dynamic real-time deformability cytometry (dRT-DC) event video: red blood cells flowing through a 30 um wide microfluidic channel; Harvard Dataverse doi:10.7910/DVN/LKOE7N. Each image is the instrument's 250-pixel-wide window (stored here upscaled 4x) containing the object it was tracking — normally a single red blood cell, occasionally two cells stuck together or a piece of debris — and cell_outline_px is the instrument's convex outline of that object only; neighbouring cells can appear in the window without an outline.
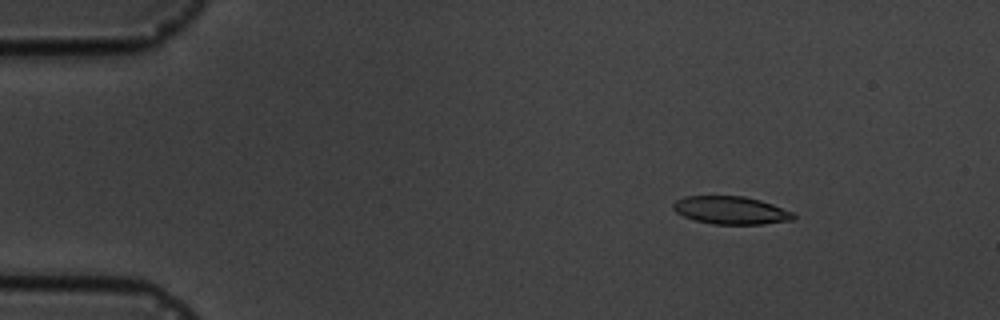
{"species": "common noctule bat (a hibernating species)", "species_latin": "Nyctalus noctula", "temperature_condition": "cold", "stored_images_in_passage": 9, "camera_frame_rate_fps": 3000, "um_per_image_px": 0.085, "animal": {"sex": "male", "body_mass_g": 19.5, "forearm_length_mm": 54.6}, "frame": {"image": 1, "passage_image": 2, "time_ms": 1.0, "image_size_px": [1000, 320], "cell_outline_px": [[796, 220], [764, 224], [712, 224], [696, 220], [684, 216], [676, 212], [672, 208], [672, 204], [676, 200], [684, 196], [744, 196], [760, 200], [772, 204], [792, 212], [796, 216]], "centroid_in_image_um": [62.14, 17.87], "position_along_channel_um": 22.9, "area_um2": 19.59}}
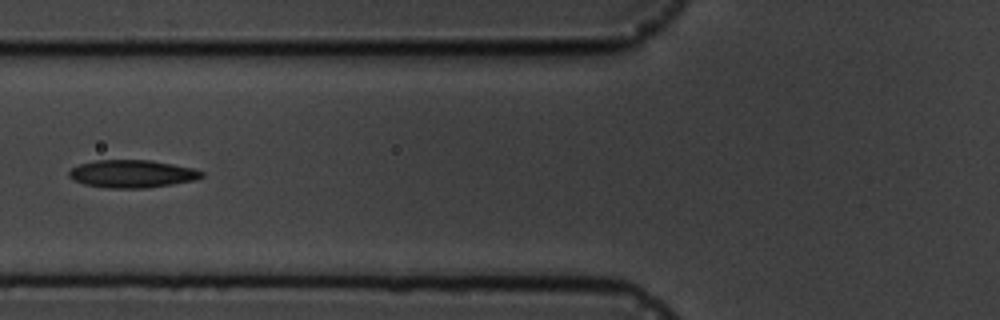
{"frame": {"image": 2, "passage_image": 6, "time_ms": 5.667, "image_size_px": [1000, 320], "cell_outline_px": [[204, 176], [196, 180], [172, 184], [144, 188], [108, 188], [84, 184], [72, 180], [68, 176], [68, 172], [72, 168], [80, 164], [96, 160], [152, 160], [192, 168], [204, 172]], "centroid_in_image_um": [11.22, 14.77], "position_along_channel_um": 114.6, "area_um2": 21.44}}
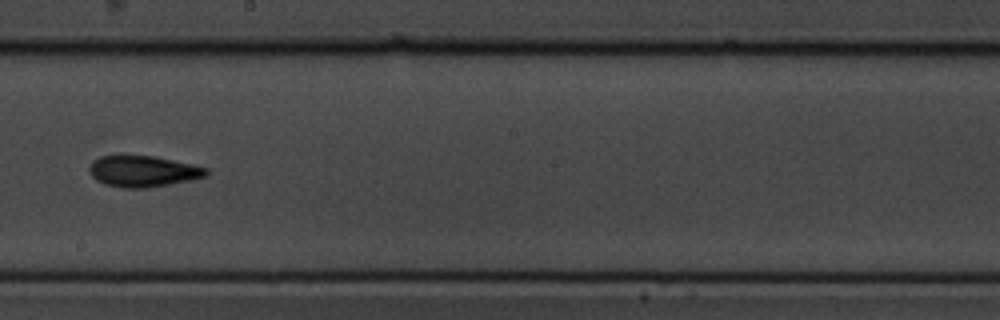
{"frame": {"image": 3, "passage_image": 9, "time_ms": 9.0, "image_size_px": [1000, 320], "cell_outline_px": [[208, 176], [192, 180], [144, 188], [120, 188], [104, 184], [96, 180], [88, 172], [88, 168], [92, 160], [100, 156], [152, 156], [192, 164], [208, 168]], "centroid_in_image_um": [12.14, 14.57], "position_along_channel_um": 236.1, "area_um2": 21.27}}